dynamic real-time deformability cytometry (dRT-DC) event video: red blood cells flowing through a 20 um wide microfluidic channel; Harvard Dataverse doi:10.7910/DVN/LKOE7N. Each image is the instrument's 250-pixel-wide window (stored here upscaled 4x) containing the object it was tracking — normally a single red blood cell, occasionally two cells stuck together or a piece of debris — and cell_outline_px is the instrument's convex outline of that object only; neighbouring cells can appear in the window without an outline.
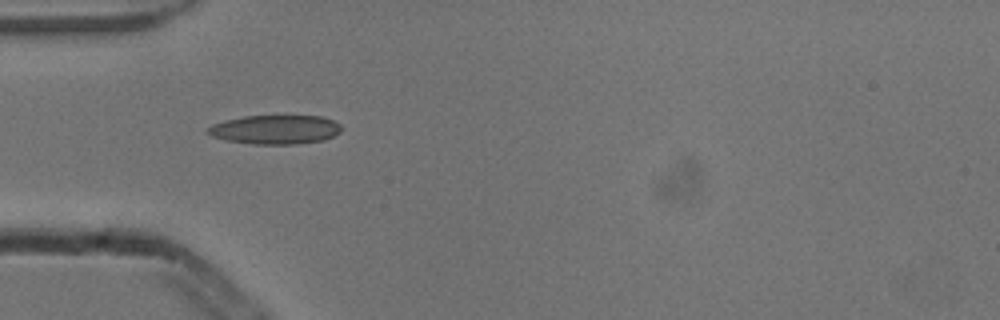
{"species": "common noctule bat (a hibernating species)", "species_latin": "Nyctalus noctula", "temperature_condition": "cold", "stored_images_in_passage": 5, "camera_frame_rate_fps": 3000, "um_per_image_px": 0.085, "animal": {"sex": "male", "body_mass_g": 13.3}, "frame": {"image": 1, "passage_image": 3, "time_ms": 0.667, "image_size_px": [1000, 320], "cell_outline_px": [[344, 128], [340, 132], [324, 140], [296, 144], [252, 144], [228, 140], [212, 136], [204, 132], [212, 124], [244, 116], [320, 116], [332, 120], [340, 124]], "centroid_in_image_um": [23.42, 11.01], "position_along_channel_um": 61.6, "area_um2": 22.54}}
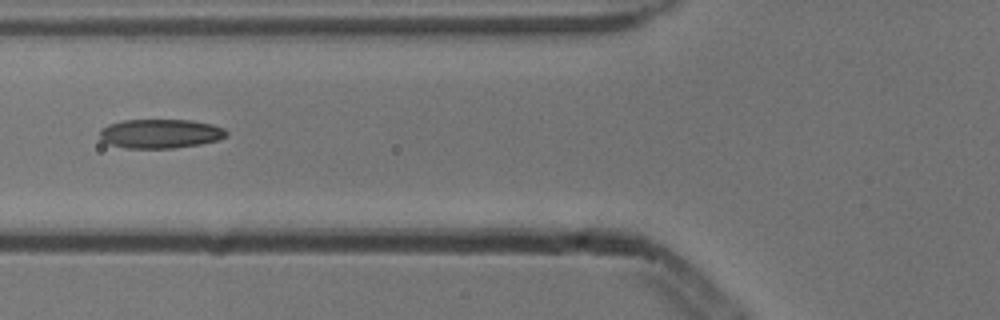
{"frame": {"image": 2, "passage_image": 4, "time_ms": 1.0, "image_size_px": [1000, 320], "cell_outline_px": [[228, 136], [216, 140], [200, 144], [172, 148], [128, 148], [108, 144], [100, 140], [100, 128], [108, 124], [124, 120], [192, 120], [212, 124], [224, 128], [228, 132]], "centroid_in_image_um": [13.61, 11.35], "position_along_channel_um": 112.2, "area_um2": 21.62}}
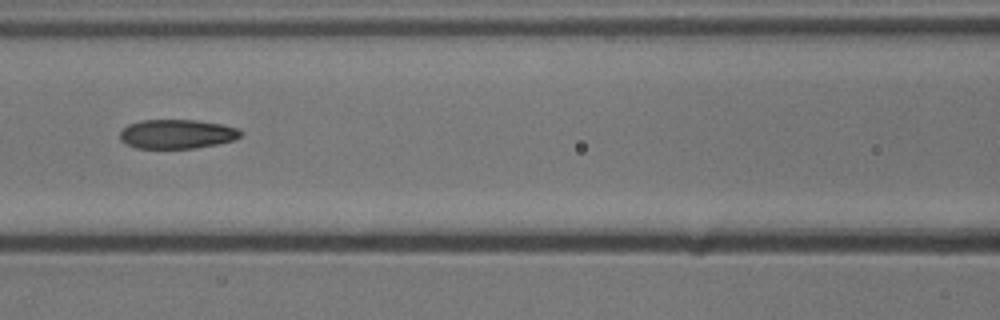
{"frame": {"image": 3, "passage_image": 5, "time_ms": 1.333, "image_size_px": [1000, 320], "cell_outline_px": [[244, 132], [240, 136], [232, 140], [216, 144], [196, 148], [136, 148], [120, 140], [120, 132], [128, 124], [140, 120], [196, 120], [224, 124], [240, 128]], "centroid_in_image_um": [15.07, 11.38], "position_along_channel_um": 151.5, "area_um2": 20.63}}